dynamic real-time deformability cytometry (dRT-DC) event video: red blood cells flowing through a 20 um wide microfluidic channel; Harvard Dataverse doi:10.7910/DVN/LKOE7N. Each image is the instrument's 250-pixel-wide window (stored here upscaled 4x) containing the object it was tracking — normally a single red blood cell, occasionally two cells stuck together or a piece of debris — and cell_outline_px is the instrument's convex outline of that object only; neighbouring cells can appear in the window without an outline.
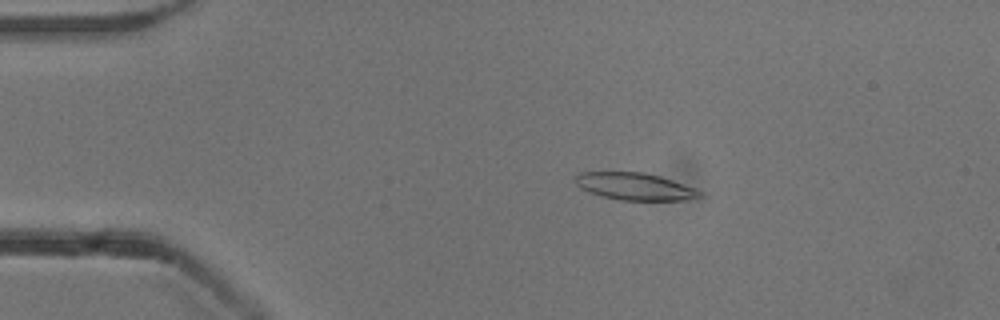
{"species": "common noctule bat (a hibernating species)", "species_latin": "Nyctalus noctula", "temperature_condition": "cold", "stored_images_in_passage": 54, "camera_frame_rate_fps": 3000, "um_per_image_px": 0.085, "animal": {"sex": "male", "body_mass_g": 13.3}, "frame": {"image": 1, "passage_image": 11, "time_ms": 3.333, "image_size_px": [1000, 320], "cell_outline_px": [[704, 196], [684, 200], [620, 200], [600, 196], [588, 192], [580, 188], [576, 184], [576, 176], [580, 172], [644, 172], [660, 176], [696, 188], [704, 192]], "centroid_in_image_um": [53.99, 15.85], "position_along_channel_um": 31.0, "area_um2": 19.88}}
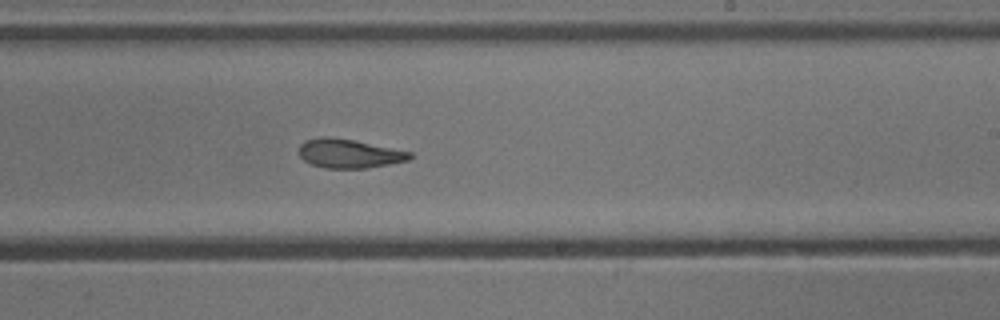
{"frame": {"image": 2, "passage_image": 33, "time_ms": 10.667, "image_size_px": [1000, 320], "cell_outline_px": [[416, 156], [408, 160], [368, 168], [324, 168], [312, 164], [304, 160], [300, 156], [300, 144], [304, 140], [320, 136], [328, 136], [352, 140], [412, 152]], "centroid_in_image_um": [29.67, 13.05], "position_along_channel_um": 259.3, "area_um2": 18.67}}
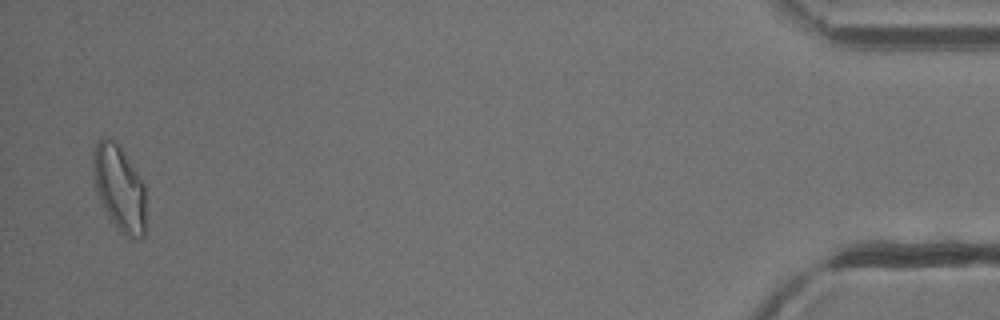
{"frame": {"image": 3, "passage_image": 53, "time_ms": 17.333, "image_size_px": [1000, 320], "cell_outline_px": [[144, 236], [136, 240], [132, 240], [120, 232], [108, 216], [100, 200], [96, 188], [92, 168], [92, 152], [96, 144], [104, 136], [108, 136], [120, 144], [144, 184]], "centroid_in_image_um": [10.13, 15.96], "position_along_channel_um": 425.1, "area_um2": 26.47}, "authors_computed_cell_mechanics": {"area_um2": 20.2589, "velocity_mm_per_s": 3.8312, "shape_relaxation_time_tau1_ms": 7.6295, "shape_relaxation_time_tau2_ms": 2.7246, "deformation_change_tau1": 0.2155, "deformation_change_tau2": 0.1135}}